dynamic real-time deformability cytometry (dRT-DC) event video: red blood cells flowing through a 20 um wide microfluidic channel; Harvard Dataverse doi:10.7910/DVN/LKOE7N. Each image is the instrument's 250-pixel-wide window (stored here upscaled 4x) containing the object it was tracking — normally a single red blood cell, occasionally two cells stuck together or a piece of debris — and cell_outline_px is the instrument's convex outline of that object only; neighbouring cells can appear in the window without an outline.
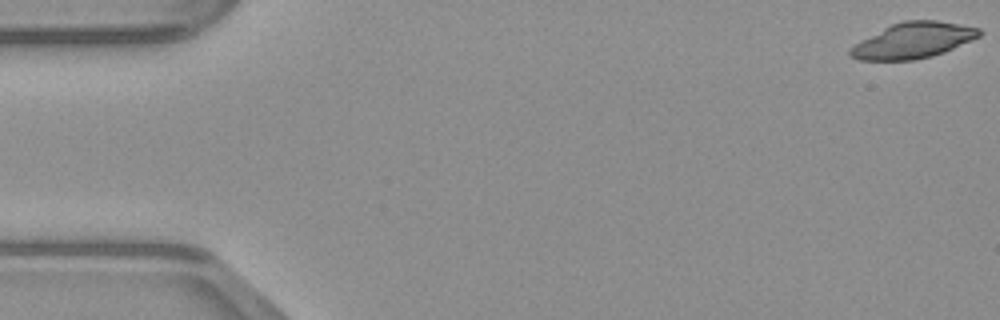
{"species": "common noctule bat (a hibernating species)", "species_latin": "Nyctalus noctula", "temperature_condition": "warm", "stored_images_in_passage": 48, "camera_frame_rate_fps": 3000, "um_per_image_px": 0.085, "animal": {"sex": "male", "body_mass_g": 23.1, "forearm_length_mm": 52.7}, "frame": {"image": 1, "passage_image": 1, "time_ms": 0.0, "image_size_px": [1000, 320], "cell_outline_px": [[984, 32], [980, 36], [972, 40], [944, 52], [932, 56], [916, 60], [860, 60], [848, 56], [848, 52], [860, 40], [892, 24], [904, 20], [936, 20], [980, 28]], "centroid_in_image_um": [77.64, 3.44], "position_along_channel_um": 7.4, "area_um2": 26.76}}